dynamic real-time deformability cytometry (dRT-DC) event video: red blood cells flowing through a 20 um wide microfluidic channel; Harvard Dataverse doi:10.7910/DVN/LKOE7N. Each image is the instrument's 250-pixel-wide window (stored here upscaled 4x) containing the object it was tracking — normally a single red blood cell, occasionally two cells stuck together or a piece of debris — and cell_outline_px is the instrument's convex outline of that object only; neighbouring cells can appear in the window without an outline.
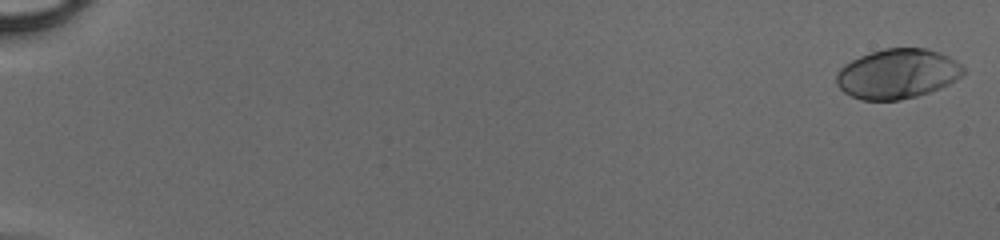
{"species": "human", "species_latin": "Homo sapiens", "temperature_condition": "cold", "stored_images_in_passage": 50, "camera_frame_rate_fps": 3000, "um_per_image_px": 0.085, "donor": {"sex": "male"}, "frame": {"image": 1, "passage_image": 1, "time_ms": 0.0, "image_size_px": [1000, 240], "cell_outline_px": [[964, 72], [956, 80], [940, 88], [916, 96], [900, 100], [860, 100], [844, 92], [836, 84], [836, 72], [844, 64], [860, 56], [884, 48], [924, 48], [940, 52], [956, 60], [964, 68]], "centroid_in_image_um": [76.26, 6.27], "position_along_channel_um": 8.7, "area_um2": 36.76}}
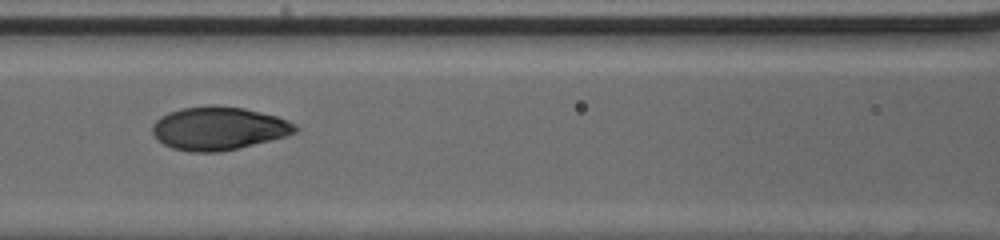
{"frame": {"image": 2, "passage_image": 25, "time_ms": 8.0, "image_size_px": [1000, 240], "cell_outline_px": [[300, 128], [296, 132], [284, 136], [220, 152], [192, 152], [172, 148], [156, 140], [152, 132], [152, 124], [160, 116], [168, 112], [184, 108], [208, 104], [244, 108], [276, 116], [288, 120], [296, 124]], "centroid_in_image_um": [18.54, 10.9], "position_along_channel_um": 148.1, "area_um2": 35.95}}
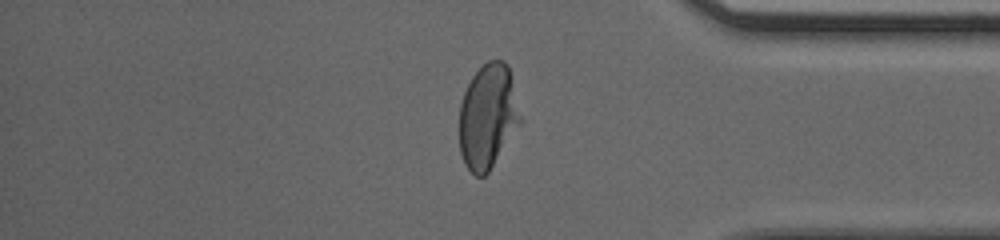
{"frame": {"image": 3, "passage_image": 43, "time_ms": 14.0, "image_size_px": [1000, 240], "cell_outline_px": [[520, 124], [488, 172], [484, 176], [476, 176], [464, 164], [460, 152], [460, 104], [464, 92], [472, 76], [488, 60], [504, 60], [508, 64], [520, 116]], "centroid_in_image_um": [41.45, 9.89], "position_along_channel_um": 393.8, "area_um2": 36.65}}